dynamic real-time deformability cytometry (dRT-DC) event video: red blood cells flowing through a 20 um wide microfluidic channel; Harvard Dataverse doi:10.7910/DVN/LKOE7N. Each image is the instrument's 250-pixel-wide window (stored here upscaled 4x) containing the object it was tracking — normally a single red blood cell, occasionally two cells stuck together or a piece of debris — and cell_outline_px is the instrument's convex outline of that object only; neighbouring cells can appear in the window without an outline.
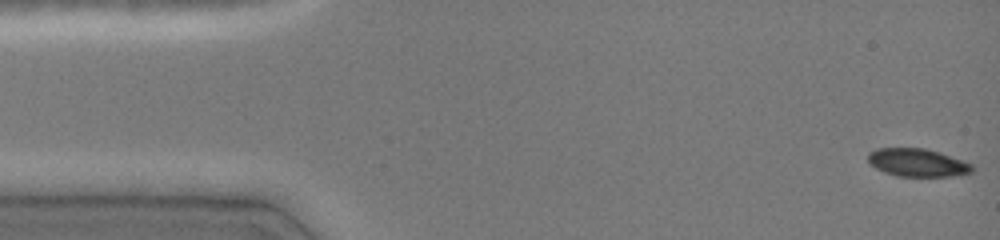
{"species": "common noctule bat (a hibernating species)", "species_latin": "Nyctalus noctula", "temperature_condition": "cold", "stored_images_in_passage": 14, "camera_frame_rate_fps": 3000, "um_per_image_px": 0.085, "animal": {"sex": "female", "body_mass_g": 19.0, "forearm_length_mm": 51.5}, "frame": {"image": 1, "passage_image": 1, "time_ms": 0.0, "image_size_px": [1000, 240], "cell_outline_px": [[976, 168], [972, 172], [952, 176], [896, 176], [884, 172], [876, 168], [868, 160], [868, 152], [876, 148], [924, 148], [940, 152], [972, 164]], "centroid_in_image_um": [77.99, 13.82], "position_along_channel_um": 7.0, "area_um2": 16.99}}
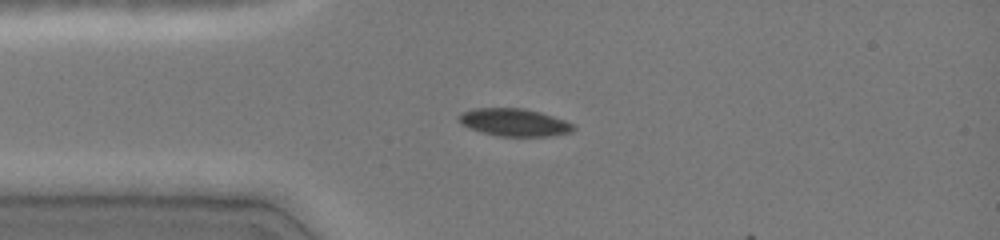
{"frame": {"image": 2, "passage_image": 11, "time_ms": 3.333, "image_size_px": [1000, 240], "cell_outline_px": [[576, 128], [572, 132], [548, 136], [496, 136], [480, 132], [468, 128], [460, 124], [456, 120], [456, 116], [464, 112], [476, 108], [524, 108], [540, 112], [576, 124]], "centroid_in_image_um": [43.68, 10.41], "position_along_channel_um": 41.3, "area_um2": 18.67}}